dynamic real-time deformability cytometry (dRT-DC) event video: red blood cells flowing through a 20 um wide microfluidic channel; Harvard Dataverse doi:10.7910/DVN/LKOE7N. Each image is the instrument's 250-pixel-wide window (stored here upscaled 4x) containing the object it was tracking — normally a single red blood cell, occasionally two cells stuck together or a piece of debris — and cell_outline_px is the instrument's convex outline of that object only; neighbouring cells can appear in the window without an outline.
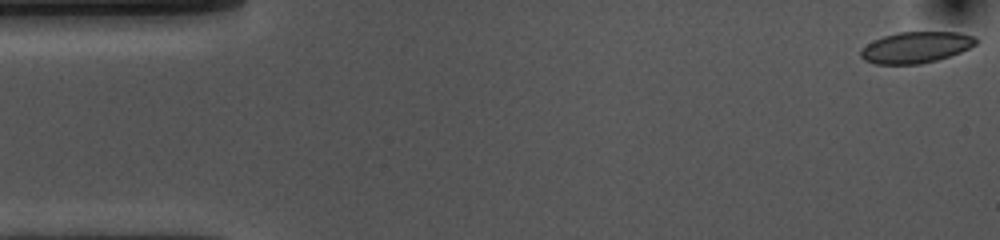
{"species": "common noctule bat (a hibernating species)", "species_latin": "Nyctalus noctula", "temperature_condition": "cold", "stored_images_in_passage": 54, "camera_frame_rate_fps": 3000, "um_per_image_px": 0.085, "animal": {"sex": "female", "body_mass_g": 10.0, "forearm_length_mm": 53.1}, "frame": {"image": 1, "passage_image": 1, "time_ms": 0.0, "image_size_px": [1000, 240], "cell_outline_px": [[980, 40], [976, 44], [952, 56], [920, 64], [876, 64], [864, 60], [860, 56], [860, 48], [884, 36], [900, 32], [956, 32], [976, 36]], "centroid_in_image_um": [77.88, 4.03], "position_along_channel_um": 7.1, "area_um2": 20.98}}
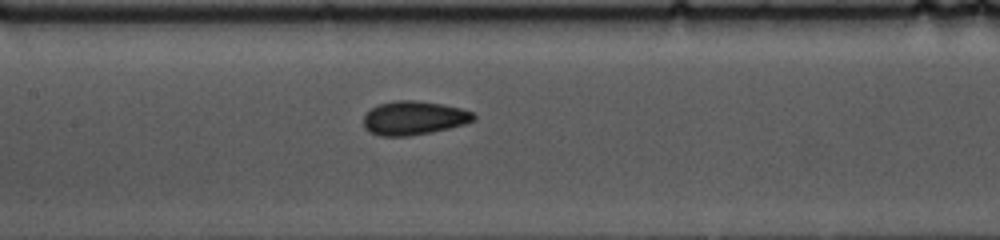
{"frame": {"image": 2, "passage_image": 24, "time_ms": 7.667, "image_size_px": [1000, 240], "cell_outline_px": [[476, 120], [464, 124], [432, 132], [408, 136], [380, 136], [368, 132], [364, 128], [364, 112], [380, 104], [396, 100], [416, 100], [440, 104], [460, 108], [472, 112], [476, 116]], "centroid_in_image_um": [35.15, 10.03], "position_along_channel_um": 172.3, "area_um2": 21.73}}
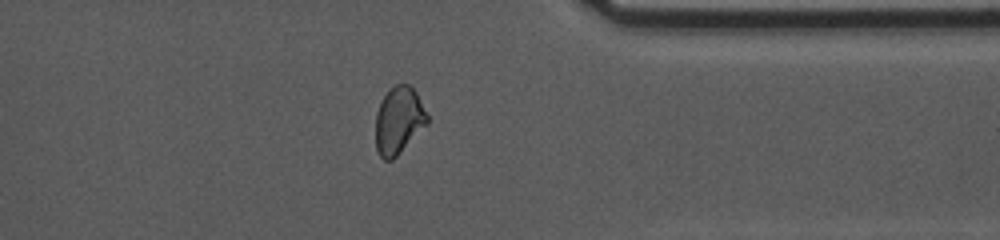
{"frame": {"image": 3, "passage_image": 42, "time_ms": 13.667, "image_size_px": [1000, 240], "cell_outline_px": [[428, 124], [392, 160], [384, 160], [380, 156], [376, 148], [376, 112], [384, 96], [396, 84], [408, 84], [416, 92], [428, 116]], "centroid_in_image_um": [33.89, 10.25], "position_along_channel_um": 377.5, "area_um2": 19.94}, "authors_computed_cell_mechanics": {"area_um2": 21.4727, "velocity_mm_per_s": 3.6184, "shape_relaxation_time_tau1_ms": 4.4168, "shape_relaxation_time_tau2_ms": 1.6947, "deformation_change_tau1": 0.1029, "deformation_change_tau2": 0.049}}